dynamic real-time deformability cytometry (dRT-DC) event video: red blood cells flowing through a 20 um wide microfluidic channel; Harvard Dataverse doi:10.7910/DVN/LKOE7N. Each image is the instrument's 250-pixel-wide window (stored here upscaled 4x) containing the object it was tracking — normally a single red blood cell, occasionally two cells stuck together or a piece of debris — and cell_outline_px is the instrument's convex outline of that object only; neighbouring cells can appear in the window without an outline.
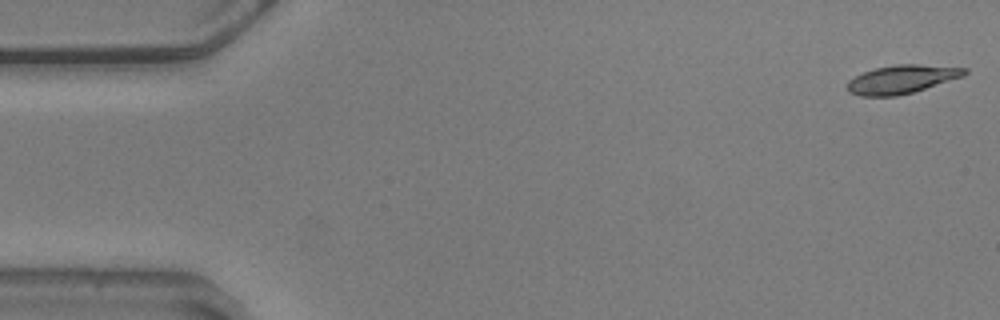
{"species": "common noctule bat (a hibernating species)", "species_latin": "Nyctalus noctula", "temperature_condition": "warm", "stored_images_in_passage": 16, "camera_frame_rate_fps": 3000, "um_per_image_px": 0.085, "animal": {"sex": "male", "body_mass_g": 20.5, "forearm_length_mm": 52.5}, "frame": {"image": 1, "passage_image": 1, "time_ms": 0.0, "image_size_px": [1000, 320], "cell_outline_px": [[968, 72], [964, 76], [912, 92], [896, 96], [860, 96], [848, 92], [848, 80], [864, 72], [876, 68], [896, 64], [920, 64], [968, 68]], "centroid_in_image_um": [76.66, 6.73], "position_along_channel_um": 8.3, "area_um2": 19.31}}
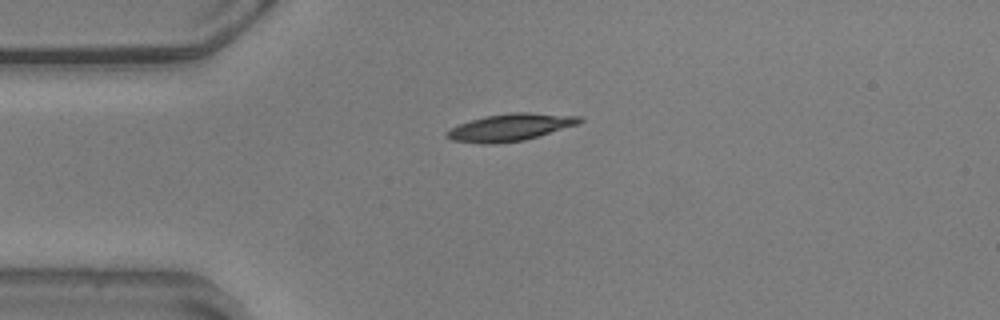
{"frame": {"image": 2, "passage_image": 13, "time_ms": 4.0, "image_size_px": [1000, 320], "cell_outline_px": [[584, 120], [580, 124], [524, 140], [496, 144], [480, 144], [452, 140], [444, 136], [444, 132], [460, 124], [484, 116], [512, 112], [528, 112], [580, 116]], "centroid_in_image_um": [43.38, 10.82], "position_along_channel_um": 41.6, "area_um2": 21.15}}